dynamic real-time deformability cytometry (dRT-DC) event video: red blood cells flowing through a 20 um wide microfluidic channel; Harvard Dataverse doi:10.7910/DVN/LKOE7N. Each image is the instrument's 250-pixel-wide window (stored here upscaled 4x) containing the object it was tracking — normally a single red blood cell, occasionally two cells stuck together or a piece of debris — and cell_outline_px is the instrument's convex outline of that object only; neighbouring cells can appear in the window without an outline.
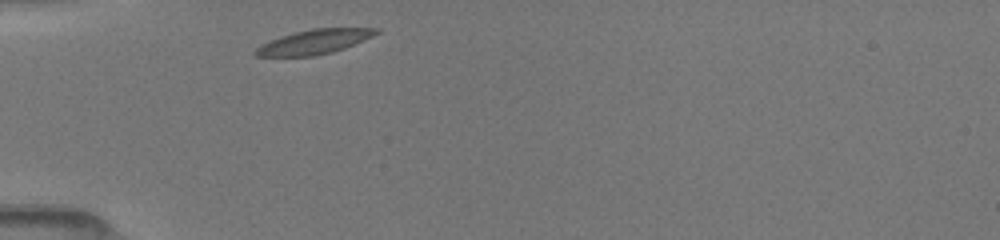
{"species": "common noctule bat (a hibernating species)", "species_latin": "Nyctalus noctula", "temperature_condition": "room temperature", "stored_images_in_passage": 30, "camera_frame_rate_fps": 3000, "um_per_image_px": 0.085, "animal": {"sex": "female", "body_mass_g": 19.5, "forearm_length_mm": 54.1}, "frame": {"image": 1, "passage_image": 1, "time_ms": 0.0, "image_size_px": [1000, 240], "cell_outline_px": [[380, 32], [364, 40], [344, 48], [332, 52], [316, 56], [256, 56], [252, 52], [260, 44], [280, 36], [312, 28], [380, 28]], "centroid_in_image_um": [26.69, 3.55], "position_along_channel_um": 58.3, "area_um2": 17.22}}
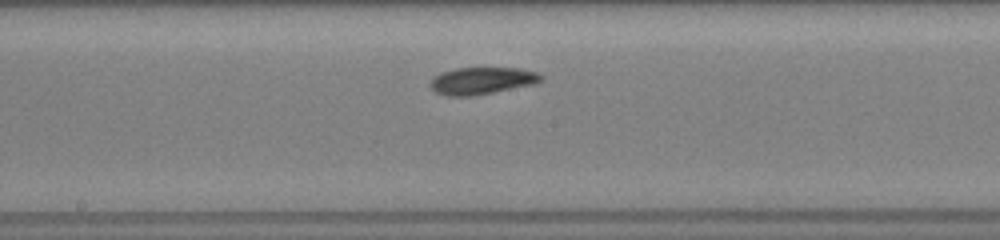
{"frame": {"image": 2, "passage_image": 13, "time_ms": 4.0, "image_size_px": [1000, 240], "cell_outline_px": [[544, 76], [540, 80], [532, 84], [472, 96], [448, 96], [436, 92], [428, 84], [440, 72], [456, 68], [520, 68], [536, 72]], "centroid_in_image_um": [40.93, 6.85], "position_along_channel_um": 207.3, "area_um2": 17.22}}
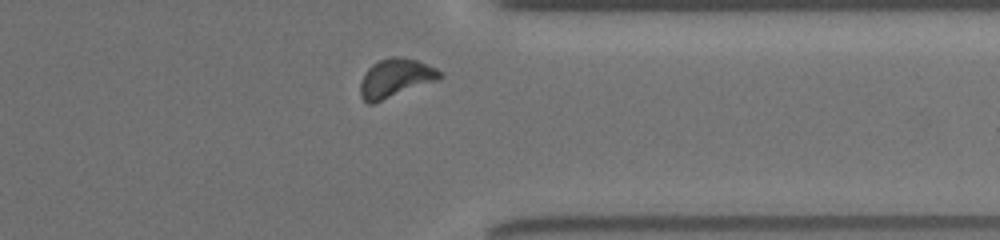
{"frame": {"image": 3, "passage_image": 26, "time_ms": 8.333, "image_size_px": [1000, 240], "cell_outline_px": [[444, 76], [440, 80], [372, 104], [368, 104], [360, 96], [360, 84], [368, 68], [372, 64], [380, 60], [392, 56], [400, 56], [416, 60], [436, 68], [444, 72]], "centroid_in_image_um": [33.66, 6.64], "position_along_channel_um": 377.7, "area_um2": 18.09}, "authors_computed_cell_mechanics": {"area_um2": 17.4556, "velocity_mm_per_s": 3.9858, "shape_relaxation_time_tau1_ms": 1.7849, "shape_relaxation_time_tau2_ms": 2.8041, "deformation_change_tau1": 0.0815, "deformation_change_tau2": 0.0667}}